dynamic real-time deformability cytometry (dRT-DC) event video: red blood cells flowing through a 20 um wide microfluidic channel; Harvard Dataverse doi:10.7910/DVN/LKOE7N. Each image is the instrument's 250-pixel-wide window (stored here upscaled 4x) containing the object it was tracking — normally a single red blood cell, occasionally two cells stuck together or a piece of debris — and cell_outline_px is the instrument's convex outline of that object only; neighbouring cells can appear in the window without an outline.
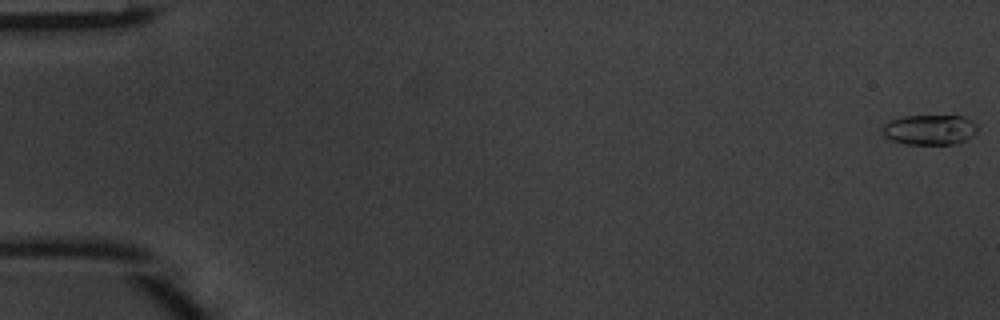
{"species": "common noctule bat (a hibernating species)", "species_latin": "Nyctalus noctula", "temperature_condition": "warm", "stored_images_in_passage": 14, "camera_frame_rate_fps": 3000, "um_per_image_px": 0.085, "animal": {"sex": "male", "body_mass_g": 20.1, "forearm_length_mm": 53.5}, "frame": {"image": 1, "passage_image": 1, "time_ms": 0.0, "image_size_px": [1000, 320], "cell_outline_px": [[976, 132], [972, 136], [964, 140], [952, 144], [908, 144], [892, 140], [884, 136], [884, 124], [888, 120], [904, 116], [964, 116], [972, 120], [976, 124]], "centroid_in_image_um": [79.02, 11.01], "position_along_channel_um": 6.0, "area_um2": 16.53}}